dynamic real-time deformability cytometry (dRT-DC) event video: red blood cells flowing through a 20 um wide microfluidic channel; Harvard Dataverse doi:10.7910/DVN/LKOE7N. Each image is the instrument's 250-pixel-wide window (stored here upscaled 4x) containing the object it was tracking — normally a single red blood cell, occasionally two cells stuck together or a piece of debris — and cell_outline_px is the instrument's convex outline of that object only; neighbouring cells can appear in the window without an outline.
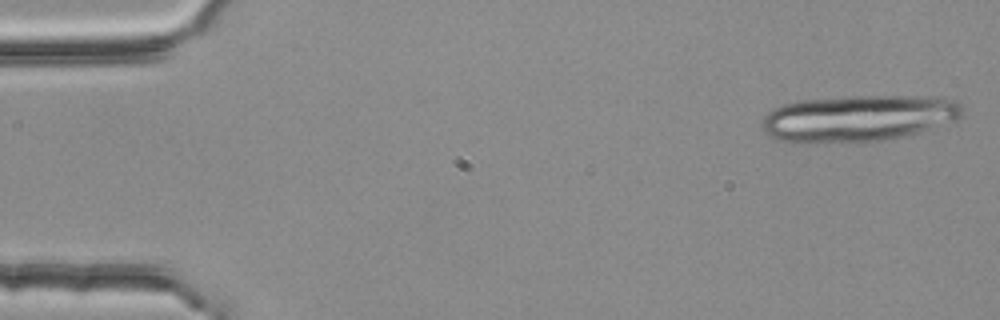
{"species": "common noctule bat (a hibernating species)", "species_latin": "Nyctalus noctula", "temperature_condition": "room temperature", "stored_images_in_passage": 19, "camera_frame_rate_fps": 3000, "um_per_image_px": 0.085, "animal": {"sex": "female", "body_mass_g": 25.1}, "frame": {"image": 1, "passage_image": 1, "time_ms": 0.0, "image_size_px": [1000, 320], "cell_outline_px": [[964, 116], [956, 120], [904, 136], [884, 140], [804, 144], [792, 144], [776, 140], [764, 132], [764, 116], [772, 108], [780, 104], [800, 100], [852, 96], [944, 96], [956, 100], [964, 108]], "centroid_in_image_um": [72.94, 10.05], "position_along_channel_um": 12.1, "area_um2": 55.14}}